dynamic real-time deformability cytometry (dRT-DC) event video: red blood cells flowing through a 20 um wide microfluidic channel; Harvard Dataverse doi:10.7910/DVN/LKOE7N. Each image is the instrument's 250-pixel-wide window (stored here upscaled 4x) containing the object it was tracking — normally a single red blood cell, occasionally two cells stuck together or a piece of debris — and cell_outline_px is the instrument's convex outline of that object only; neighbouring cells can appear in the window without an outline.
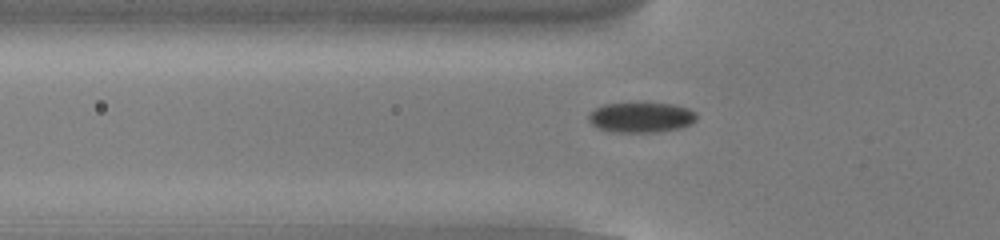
{"species": "common noctule bat (a hibernating species)", "species_latin": "Nyctalus noctula", "temperature_condition": "cold", "stored_images_in_passage": 51, "camera_frame_rate_fps": 3000, "um_per_image_px": 0.085, "animal": {"sex": "male", "body_mass_g": 13.0, "forearm_length_mm": 53.1}, "frame": {"image": 1, "passage_image": 15, "time_ms": 4.667, "image_size_px": [1000, 240], "cell_outline_px": [[696, 120], [692, 124], [680, 128], [656, 132], [612, 132], [596, 128], [588, 120], [588, 116], [596, 108], [604, 104], [672, 104], [688, 108], [696, 112]], "centroid_in_image_um": [54.51, 10.0], "position_along_channel_um": 71.3, "area_um2": 18.84}}
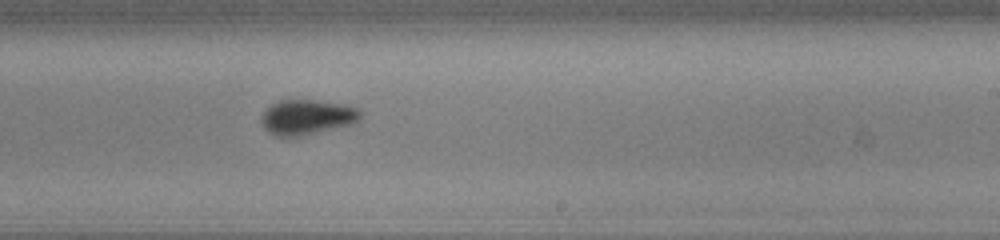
{"frame": {"image": 2, "passage_image": 30, "time_ms": 9.667, "image_size_px": [1000, 240], "cell_outline_px": [[360, 120], [352, 124], [300, 136], [276, 136], [268, 132], [264, 128], [260, 120], [260, 116], [276, 100], [316, 100], [340, 104], [356, 108], [360, 112]], "centroid_in_image_um": [26.05, 9.96], "position_along_channel_um": 263.0, "area_um2": 20.06}}
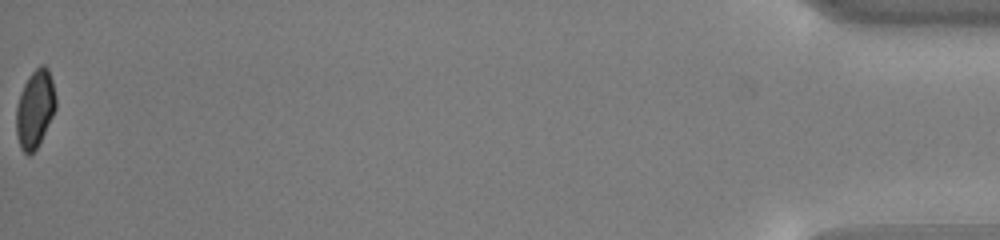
{"frame": {"image": 3, "passage_image": 51, "time_ms": 16.667, "image_size_px": [1000, 240], "cell_outline_px": [[56, 108], [36, 148], [28, 156], [20, 148], [16, 132], [16, 108], [20, 92], [28, 76], [40, 64], [44, 64], [48, 68], [52, 80], [56, 96]], "centroid_in_image_um": [2.97, 9.22], "position_along_channel_um": 432.2, "area_um2": 17.86}, "authors_computed_cell_mechanics": {"area_um2": 19.4208, "velocity_mm_per_s": 3.846, "shape_relaxation_time_tau1_ms": 2.6925, "shape_relaxation_time_tau2_ms": null, "deformation_change_tau1": 0.0596, "deformation_change_tau2": null}}